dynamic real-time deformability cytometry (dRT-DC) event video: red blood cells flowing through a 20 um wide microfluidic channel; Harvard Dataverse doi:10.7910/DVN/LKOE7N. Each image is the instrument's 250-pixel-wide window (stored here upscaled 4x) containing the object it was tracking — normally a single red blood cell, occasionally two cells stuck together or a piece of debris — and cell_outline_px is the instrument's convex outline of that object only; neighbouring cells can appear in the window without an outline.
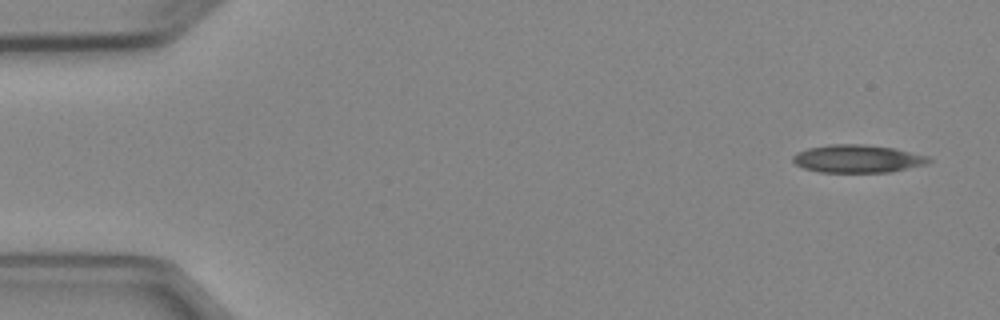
{"species": "Egyptian fruit bat (a non-hibernating species)", "species_latin": "Rousettus aegyptiacus", "temperature_condition": "cold", "stored_images_in_passage": 4, "camera_frame_rate_fps": 3000, "um_per_image_px": 0.085, "animal": {"sex": "female"}, "frame": {"image": 1, "passage_image": 1, "time_ms": 0.0, "image_size_px": [1000, 320], "cell_outline_px": [[932, 160], [928, 164], [892, 172], [820, 172], [804, 168], [796, 164], [792, 160], [792, 156], [796, 152], [808, 148], [828, 144], [864, 144], [896, 148], [928, 156]], "centroid_in_image_um": [72.92, 13.49], "position_along_channel_um": 12.1, "area_um2": 22.31}}
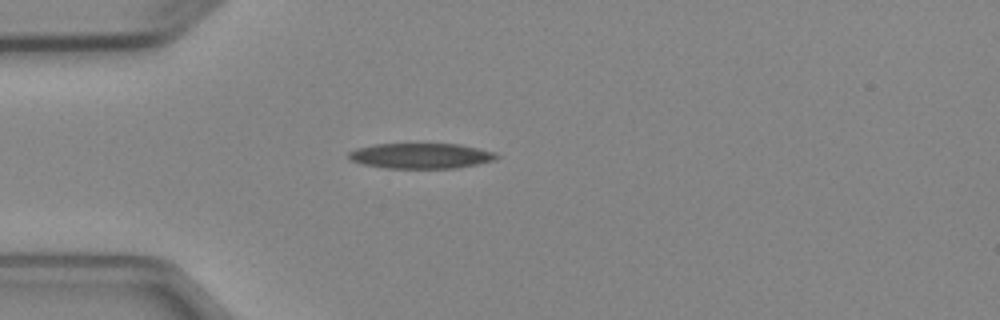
{"frame": {"image": 2, "passage_image": 4, "time_ms": 3.667, "image_size_px": [1000, 320], "cell_outline_px": [[500, 156], [496, 160], [456, 168], [388, 168], [364, 164], [352, 160], [348, 156], [348, 152], [356, 148], [376, 144], [460, 144], [480, 148], [496, 152]], "centroid_in_image_um": [35.83, 13.24], "position_along_channel_um": 49.2, "area_um2": 21.85}}